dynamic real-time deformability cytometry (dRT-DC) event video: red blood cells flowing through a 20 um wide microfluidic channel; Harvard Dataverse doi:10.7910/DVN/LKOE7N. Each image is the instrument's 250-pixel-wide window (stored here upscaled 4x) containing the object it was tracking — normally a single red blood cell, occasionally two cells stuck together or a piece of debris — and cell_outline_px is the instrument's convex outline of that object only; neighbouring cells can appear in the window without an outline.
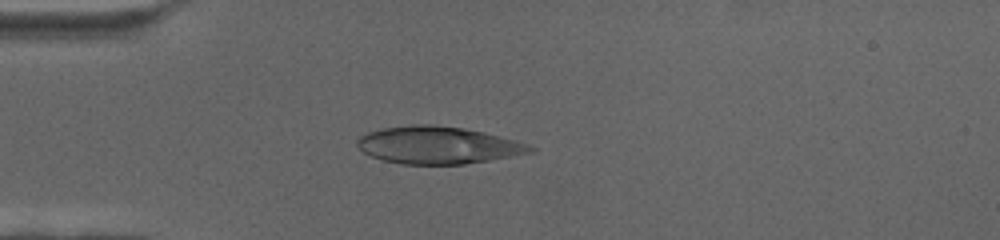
{"species": "human", "species_latin": "Homo sapiens", "temperature_condition": "cold", "stored_images_in_passage": 52, "camera_frame_rate_fps": 3000, "um_per_image_px": 0.085, "donor": {"sex": "female"}, "frame": {"image": 1, "passage_image": 3, "time_ms": 0.667, "image_size_px": [1000, 240], "cell_outline_px": [[536, 152], [464, 164], [400, 164], [384, 160], [372, 156], [364, 152], [356, 144], [356, 140], [360, 136], [368, 132], [384, 128], [412, 124], [428, 124], [464, 128], [484, 132], [528, 144], [536, 148]], "centroid_in_image_um": [37.24, 12.34], "position_along_channel_um": 47.8, "area_um2": 37.45}}
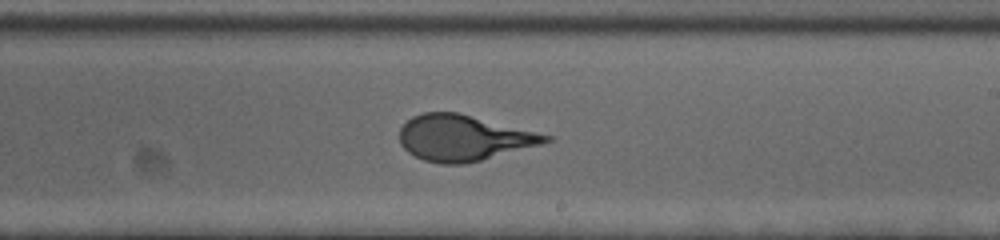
{"frame": {"image": 2, "passage_image": 25, "time_ms": 8.0, "image_size_px": [1000, 240], "cell_outline_px": [[552, 140], [540, 144], [480, 160], [464, 164], [440, 164], [424, 160], [408, 152], [400, 144], [400, 128], [412, 116], [424, 112], [456, 112], [552, 136]], "centroid_in_image_um": [39.34, 11.72], "position_along_channel_um": 249.7, "area_um2": 38.32}}
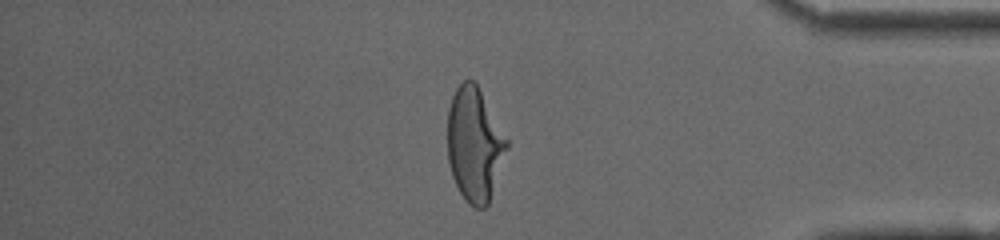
{"frame": {"image": 3, "passage_image": 42, "time_ms": 13.667, "image_size_px": [1000, 240], "cell_outline_px": [[508, 148], [488, 204], [484, 208], [476, 208], [468, 204], [460, 192], [452, 176], [448, 160], [448, 108], [452, 96], [456, 88], [468, 76], [476, 84], [508, 140]], "centroid_in_image_um": [40.32, 12.28], "position_along_channel_um": 394.9, "area_um2": 39.02}}